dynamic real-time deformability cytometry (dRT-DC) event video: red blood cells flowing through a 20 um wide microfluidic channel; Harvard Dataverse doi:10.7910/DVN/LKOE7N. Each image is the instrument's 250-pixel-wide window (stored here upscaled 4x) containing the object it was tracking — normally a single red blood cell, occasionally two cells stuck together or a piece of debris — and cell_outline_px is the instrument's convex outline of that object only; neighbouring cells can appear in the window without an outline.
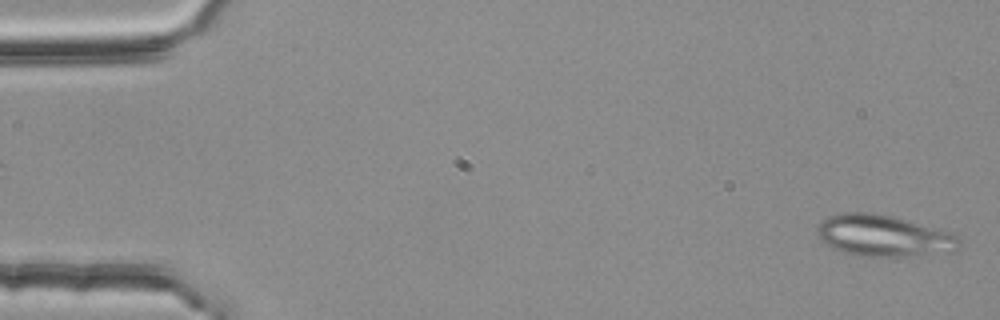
{"species": "common noctule bat (a hibernating species)", "species_latin": "Nyctalus noctula", "temperature_condition": "room temperature", "stored_images_in_passage": 4, "camera_frame_rate_fps": 3000, "um_per_image_px": 0.085, "animal": {"sex": "female", "body_mass_g": 25.1}, "frame": {"image": 1, "passage_image": 4, "time_ms": 1.0, "image_size_px": [1000, 320], "cell_outline_px": [[964, 244], [956, 252], [920, 256], [856, 256], [832, 248], [820, 240], [816, 232], [816, 228], [828, 216], [844, 212], [868, 212], [892, 216], [956, 232]], "centroid_in_image_um": [75.23, 20.05], "position_along_channel_um": 9.8, "area_um2": 35.26}}